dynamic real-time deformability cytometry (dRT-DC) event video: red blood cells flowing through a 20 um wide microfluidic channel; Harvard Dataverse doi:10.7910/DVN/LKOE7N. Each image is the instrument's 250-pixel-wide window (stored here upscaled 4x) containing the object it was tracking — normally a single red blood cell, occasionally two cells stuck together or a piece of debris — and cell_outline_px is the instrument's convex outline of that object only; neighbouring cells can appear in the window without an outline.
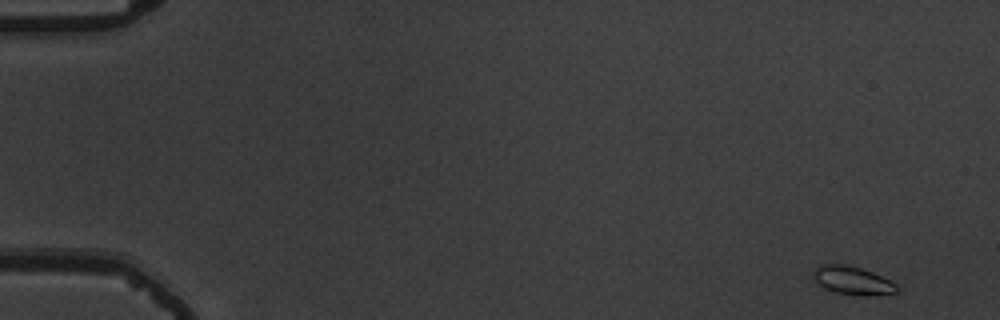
{"species": "common noctule bat (a hibernating species)", "species_latin": "Nyctalus noctula", "temperature_condition": "warm", "stored_images_in_passage": 55, "camera_frame_rate_fps": 3000, "um_per_image_px": 0.085, "animal": {"sex": "male", "body_mass_g": 19.5, "forearm_length_mm": 54.6}, "frame": {"image": 1, "passage_image": 1, "time_ms": 0.0, "image_size_px": [1000, 320], "cell_outline_px": [[896, 292], [872, 296], [864, 296], [836, 292], [824, 288], [816, 284], [812, 276], [812, 272], [820, 264], [848, 264], [872, 272], [896, 284]], "centroid_in_image_um": [72.39, 23.83], "position_along_channel_um": 12.6, "area_um2": 13.76}}
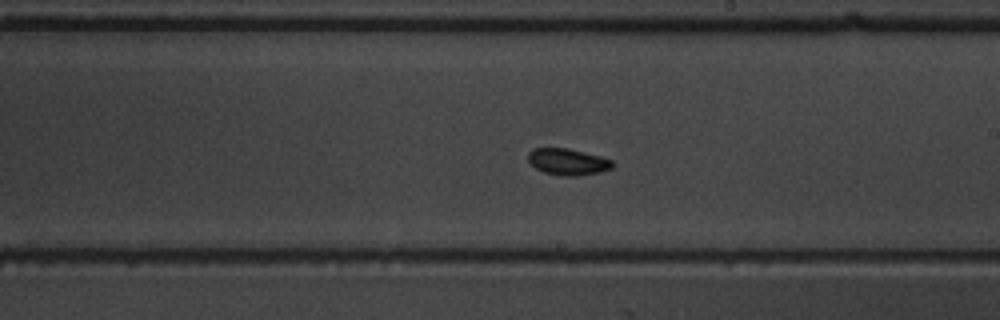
{"frame": {"image": 2, "passage_image": 32, "time_ms": 10.333, "image_size_px": [1000, 320], "cell_outline_px": [[616, 164], [612, 168], [600, 172], [580, 176], [560, 176], [544, 172], [536, 168], [528, 160], [528, 152], [532, 148], [568, 148], [600, 156], [612, 160]], "centroid_in_image_um": [48.28, 13.76], "position_along_channel_um": 240.7, "area_um2": 13.18}}
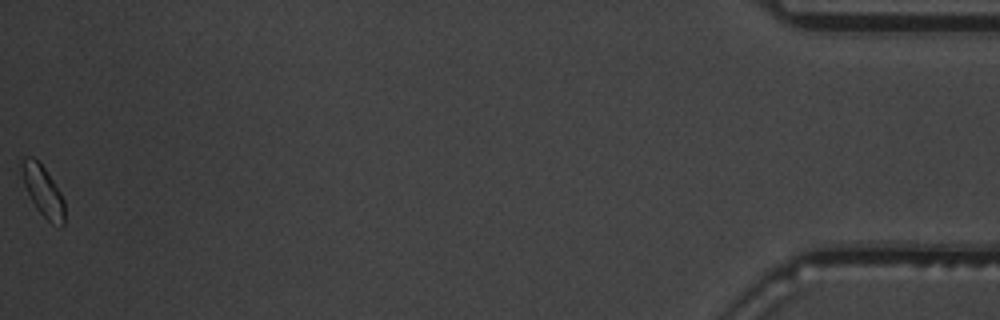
{"frame": {"image": 3, "passage_image": 55, "time_ms": 18.0, "image_size_px": [1000, 320], "cell_outline_px": [[64, 224], [60, 228], [52, 224], [36, 208], [24, 184], [20, 160], [24, 156], [32, 156], [44, 168], [60, 192], [64, 200]], "centroid_in_image_um": [3.66, 16.24], "position_along_channel_um": 431.5, "area_um2": 12.43}, "authors_computed_cell_mechanics": {"area_um2": 13.005, "velocity_mm_per_s": 3.6587, "shape_relaxation_time_tau1_ms": 2.2607, "shape_relaxation_time_tau2_ms": 3.6121, "deformation_change_tau1": 0.0584, "deformation_change_tau2": 0.0671}}